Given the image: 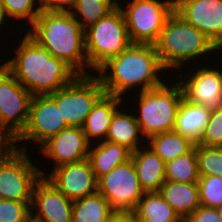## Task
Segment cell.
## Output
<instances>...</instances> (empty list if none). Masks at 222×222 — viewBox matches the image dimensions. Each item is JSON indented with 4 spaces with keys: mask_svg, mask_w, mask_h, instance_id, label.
Segmentation results:
<instances>
[{
    "mask_svg": "<svg viewBox=\"0 0 222 222\" xmlns=\"http://www.w3.org/2000/svg\"><path fill=\"white\" fill-rule=\"evenodd\" d=\"M119 1L132 43L154 44L174 12V0H130L125 9Z\"/></svg>",
    "mask_w": 222,
    "mask_h": 222,
    "instance_id": "8",
    "label": "cell"
},
{
    "mask_svg": "<svg viewBox=\"0 0 222 222\" xmlns=\"http://www.w3.org/2000/svg\"><path fill=\"white\" fill-rule=\"evenodd\" d=\"M104 94L105 90L95 73L78 75L70 84L49 96L61 108L62 117L68 126L82 127L88 114Z\"/></svg>",
    "mask_w": 222,
    "mask_h": 222,
    "instance_id": "9",
    "label": "cell"
},
{
    "mask_svg": "<svg viewBox=\"0 0 222 222\" xmlns=\"http://www.w3.org/2000/svg\"><path fill=\"white\" fill-rule=\"evenodd\" d=\"M116 211L98 191L73 201L72 222H109Z\"/></svg>",
    "mask_w": 222,
    "mask_h": 222,
    "instance_id": "25",
    "label": "cell"
},
{
    "mask_svg": "<svg viewBox=\"0 0 222 222\" xmlns=\"http://www.w3.org/2000/svg\"><path fill=\"white\" fill-rule=\"evenodd\" d=\"M197 145L222 147V108L211 112L209 122Z\"/></svg>",
    "mask_w": 222,
    "mask_h": 222,
    "instance_id": "33",
    "label": "cell"
},
{
    "mask_svg": "<svg viewBox=\"0 0 222 222\" xmlns=\"http://www.w3.org/2000/svg\"><path fill=\"white\" fill-rule=\"evenodd\" d=\"M27 151L11 147L0 159V199L32 202L33 188L42 177V168Z\"/></svg>",
    "mask_w": 222,
    "mask_h": 222,
    "instance_id": "7",
    "label": "cell"
},
{
    "mask_svg": "<svg viewBox=\"0 0 222 222\" xmlns=\"http://www.w3.org/2000/svg\"><path fill=\"white\" fill-rule=\"evenodd\" d=\"M125 107H120L114 113L105 140L125 146L131 152H134L147 145L145 144L147 140H144L134 112L126 113Z\"/></svg>",
    "mask_w": 222,
    "mask_h": 222,
    "instance_id": "20",
    "label": "cell"
},
{
    "mask_svg": "<svg viewBox=\"0 0 222 222\" xmlns=\"http://www.w3.org/2000/svg\"><path fill=\"white\" fill-rule=\"evenodd\" d=\"M122 100L125 101L121 97L105 93L94 105L82 126L90 143L105 140L114 113L125 103Z\"/></svg>",
    "mask_w": 222,
    "mask_h": 222,
    "instance_id": "19",
    "label": "cell"
},
{
    "mask_svg": "<svg viewBox=\"0 0 222 222\" xmlns=\"http://www.w3.org/2000/svg\"><path fill=\"white\" fill-rule=\"evenodd\" d=\"M197 183L200 205L212 208L222 205V176H200Z\"/></svg>",
    "mask_w": 222,
    "mask_h": 222,
    "instance_id": "31",
    "label": "cell"
},
{
    "mask_svg": "<svg viewBox=\"0 0 222 222\" xmlns=\"http://www.w3.org/2000/svg\"><path fill=\"white\" fill-rule=\"evenodd\" d=\"M166 180L195 183L198 182L200 175L198 172V161L195 147L184 155L173 159L165 164Z\"/></svg>",
    "mask_w": 222,
    "mask_h": 222,
    "instance_id": "27",
    "label": "cell"
},
{
    "mask_svg": "<svg viewBox=\"0 0 222 222\" xmlns=\"http://www.w3.org/2000/svg\"><path fill=\"white\" fill-rule=\"evenodd\" d=\"M216 209H217L218 214H219V216H220V218L222 220V205L218 206Z\"/></svg>",
    "mask_w": 222,
    "mask_h": 222,
    "instance_id": "39",
    "label": "cell"
},
{
    "mask_svg": "<svg viewBox=\"0 0 222 222\" xmlns=\"http://www.w3.org/2000/svg\"><path fill=\"white\" fill-rule=\"evenodd\" d=\"M97 191L116 212H132L145 193L130 159L97 180Z\"/></svg>",
    "mask_w": 222,
    "mask_h": 222,
    "instance_id": "12",
    "label": "cell"
},
{
    "mask_svg": "<svg viewBox=\"0 0 222 222\" xmlns=\"http://www.w3.org/2000/svg\"><path fill=\"white\" fill-rule=\"evenodd\" d=\"M109 222H138L132 212H116Z\"/></svg>",
    "mask_w": 222,
    "mask_h": 222,
    "instance_id": "36",
    "label": "cell"
},
{
    "mask_svg": "<svg viewBox=\"0 0 222 222\" xmlns=\"http://www.w3.org/2000/svg\"><path fill=\"white\" fill-rule=\"evenodd\" d=\"M67 127L69 126L62 117L61 108L49 95L32 96L27 126L13 141V147L28 151L24 144V142L28 144V141L40 147ZM18 142H22L23 145L17 146Z\"/></svg>",
    "mask_w": 222,
    "mask_h": 222,
    "instance_id": "11",
    "label": "cell"
},
{
    "mask_svg": "<svg viewBox=\"0 0 222 222\" xmlns=\"http://www.w3.org/2000/svg\"><path fill=\"white\" fill-rule=\"evenodd\" d=\"M31 217V202L0 199V222H24Z\"/></svg>",
    "mask_w": 222,
    "mask_h": 222,
    "instance_id": "32",
    "label": "cell"
},
{
    "mask_svg": "<svg viewBox=\"0 0 222 222\" xmlns=\"http://www.w3.org/2000/svg\"><path fill=\"white\" fill-rule=\"evenodd\" d=\"M131 44L124 14L117 5L106 16L85 29L88 75L96 72L109 59L118 56Z\"/></svg>",
    "mask_w": 222,
    "mask_h": 222,
    "instance_id": "6",
    "label": "cell"
},
{
    "mask_svg": "<svg viewBox=\"0 0 222 222\" xmlns=\"http://www.w3.org/2000/svg\"><path fill=\"white\" fill-rule=\"evenodd\" d=\"M166 71L154 44L132 43L96 72L106 94L123 98L130 90L134 92V88L139 90L135 92H142L161 86L166 80H162L160 73Z\"/></svg>",
    "mask_w": 222,
    "mask_h": 222,
    "instance_id": "1",
    "label": "cell"
},
{
    "mask_svg": "<svg viewBox=\"0 0 222 222\" xmlns=\"http://www.w3.org/2000/svg\"><path fill=\"white\" fill-rule=\"evenodd\" d=\"M200 176H222V147H205L196 144Z\"/></svg>",
    "mask_w": 222,
    "mask_h": 222,
    "instance_id": "30",
    "label": "cell"
},
{
    "mask_svg": "<svg viewBox=\"0 0 222 222\" xmlns=\"http://www.w3.org/2000/svg\"><path fill=\"white\" fill-rule=\"evenodd\" d=\"M118 5V0H77L71 14L86 29L106 16Z\"/></svg>",
    "mask_w": 222,
    "mask_h": 222,
    "instance_id": "28",
    "label": "cell"
},
{
    "mask_svg": "<svg viewBox=\"0 0 222 222\" xmlns=\"http://www.w3.org/2000/svg\"><path fill=\"white\" fill-rule=\"evenodd\" d=\"M147 143L165 163L189 153L195 147V143L175 131L153 135Z\"/></svg>",
    "mask_w": 222,
    "mask_h": 222,
    "instance_id": "26",
    "label": "cell"
},
{
    "mask_svg": "<svg viewBox=\"0 0 222 222\" xmlns=\"http://www.w3.org/2000/svg\"><path fill=\"white\" fill-rule=\"evenodd\" d=\"M210 115L211 111L201 105L191 103L183 97L178 107L173 131L198 144Z\"/></svg>",
    "mask_w": 222,
    "mask_h": 222,
    "instance_id": "21",
    "label": "cell"
},
{
    "mask_svg": "<svg viewBox=\"0 0 222 222\" xmlns=\"http://www.w3.org/2000/svg\"><path fill=\"white\" fill-rule=\"evenodd\" d=\"M13 141L9 135H0V159L13 146Z\"/></svg>",
    "mask_w": 222,
    "mask_h": 222,
    "instance_id": "37",
    "label": "cell"
},
{
    "mask_svg": "<svg viewBox=\"0 0 222 222\" xmlns=\"http://www.w3.org/2000/svg\"><path fill=\"white\" fill-rule=\"evenodd\" d=\"M90 144L82 127L69 126L44 142L39 154L43 153L48 161L54 162L53 169L88 159Z\"/></svg>",
    "mask_w": 222,
    "mask_h": 222,
    "instance_id": "16",
    "label": "cell"
},
{
    "mask_svg": "<svg viewBox=\"0 0 222 222\" xmlns=\"http://www.w3.org/2000/svg\"><path fill=\"white\" fill-rule=\"evenodd\" d=\"M154 47L168 73L173 69L182 72L186 63L191 64L189 61L220 51L210 38L175 11L167 19Z\"/></svg>",
    "mask_w": 222,
    "mask_h": 222,
    "instance_id": "4",
    "label": "cell"
},
{
    "mask_svg": "<svg viewBox=\"0 0 222 222\" xmlns=\"http://www.w3.org/2000/svg\"><path fill=\"white\" fill-rule=\"evenodd\" d=\"M131 151L120 144L102 140L90 144L88 160L96 179L131 159Z\"/></svg>",
    "mask_w": 222,
    "mask_h": 222,
    "instance_id": "23",
    "label": "cell"
},
{
    "mask_svg": "<svg viewBox=\"0 0 222 222\" xmlns=\"http://www.w3.org/2000/svg\"><path fill=\"white\" fill-rule=\"evenodd\" d=\"M76 3L77 0H43L41 4L42 9L48 12L71 13Z\"/></svg>",
    "mask_w": 222,
    "mask_h": 222,
    "instance_id": "35",
    "label": "cell"
},
{
    "mask_svg": "<svg viewBox=\"0 0 222 222\" xmlns=\"http://www.w3.org/2000/svg\"><path fill=\"white\" fill-rule=\"evenodd\" d=\"M72 212L73 201L42 176L33 188L31 216L38 222H72Z\"/></svg>",
    "mask_w": 222,
    "mask_h": 222,
    "instance_id": "17",
    "label": "cell"
},
{
    "mask_svg": "<svg viewBox=\"0 0 222 222\" xmlns=\"http://www.w3.org/2000/svg\"><path fill=\"white\" fill-rule=\"evenodd\" d=\"M174 11L222 48V0H174Z\"/></svg>",
    "mask_w": 222,
    "mask_h": 222,
    "instance_id": "14",
    "label": "cell"
},
{
    "mask_svg": "<svg viewBox=\"0 0 222 222\" xmlns=\"http://www.w3.org/2000/svg\"><path fill=\"white\" fill-rule=\"evenodd\" d=\"M24 222H38V221L34 217L31 216Z\"/></svg>",
    "mask_w": 222,
    "mask_h": 222,
    "instance_id": "40",
    "label": "cell"
},
{
    "mask_svg": "<svg viewBox=\"0 0 222 222\" xmlns=\"http://www.w3.org/2000/svg\"><path fill=\"white\" fill-rule=\"evenodd\" d=\"M8 20L4 8L2 7L0 3V30L2 31L3 26L6 24V21ZM3 25V26H2ZM2 27V28H1Z\"/></svg>",
    "mask_w": 222,
    "mask_h": 222,
    "instance_id": "38",
    "label": "cell"
},
{
    "mask_svg": "<svg viewBox=\"0 0 222 222\" xmlns=\"http://www.w3.org/2000/svg\"><path fill=\"white\" fill-rule=\"evenodd\" d=\"M26 33L78 75H88L85 29L71 13L42 9Z\"/></svg>",
    "mask_w": 222,
    "mask_h": 222,
    "instance_id": "3",
    "label": "cell"
},
{
    "mask_svg": "<svg viewBox=\"0 0 222 222\" xmlns=\"http://www.w3.org/2000/svg\"><path fill=\"white\" fill-rule=\"evenodd\" d=\"M159 193L184 221L199 206L198 183H184L166 180Z\"/></svg>",
    "mask_w": 222,
    "mask_h": 222,
    "instance_id": "22",
    "label": "cell"
},
{
    "mask_svg": "<svg viewBox=\"0 0 222 222\" xmlns=\"http://www.w3.org/2000/svg\"><path fill=\"white\" fill-rule=\"evenodd\" d=\"M0 135H8V134L0 127Z\"/></svg>",
    "mask_w": 222,
    "mask_h": 222,
    "instance_id": "41",
    "label": "cell"
},
{
    "mask_svg": "<svg viewBox=\"0 0 222 222\" xmlns=\"http://www.w3.org/2000/svg\"><path fill=\"white\" fill-rule=\"evenodd\" d=\"M183 222H222L216 208L200 205Z\"/></svg>",
    "mask_w": 222,
    "mask_h": 222,
    "instance_id": "34",
    "label": "cell"
},
{
    "mask_svg": "<svg viewBox=\"0 0 222 222\" xmlns=\"http://www.w3.org/2000/svg\"><path fill=\"white\" fill-rule=\"evenodd\" d=\"M191 71L188 69L187 73L182 76L179 73L180 85L183 91V97L191 103L201 105L209 111H215L222 108V70L208 67L209 64L201 66ZM191 71V72H190ZM185 75H187L185 77ZM191 75V76H190ZM188 78V79H187ZM184 81V82H183Z\"/></svg>",
    "mask_w": 222,
    "mask_h": 222,
    "instance_id": "13",
    "label": "cell"
},
{
    "mask_svg": "<svg viewBox=\"0 0 222 222\" xmlns=\"http://www.w3.org/2000/svg\"><path fill=\"white\" fill-rule=\"evenodd\" d=\"M31 99V93L1 64L0 127L13 140H15L27 126Z\"/></svg>",
    "mask_w": 222,
    "mask_h": 222,
    "instance_id": "10",
    "label": "cell"
},
{
    "mask_svg": "<svg viewBox=\"0 0 222 222\" xmlns=\"http://www.w3.org/2000/svg\"><path fill=\"white\" fill-rule=\"evenodd\" d=\"M7 18L16 21H27L30 26L42 11L41 0H0ZM38 3V4H37ZM22 20V21H21Z\"/></svg>",
    "mask_w": 222,
    "mask_h": 222,
    "instance_id": "29",
    "label": "cell"
},
{
    "mask_svg": "<svg viewBox=\"0 0 222 222\" xmlns=\"http://www.w3.org/2000/svg\"><path fill=\"white\" fill-rule=\"evenodd\" d=\"M41 176L72 201L97 192V179L88 159L55 167Z\"/></svg>",
    "mask_w": 222,
    "mask_h": 222,
    "instance_id": "15",
    "label": "cell"
},
{
    "mask_svg": "<svg viewBox=\"0 0 222 222\" xmlns=\"http://www.w3.org/2000/svg\"><path fill=\"white\" fill-rule=\"evenodd\" d=\"M144 192H159L166 181L165 162L147 145L131 153Z\"/></svg>",
    "mask_w": 222,
    "mask_h": 222,
    "instance_id": "18",
    "label": "cell"
},
{
    "mask_svg": "<svg viewBox=\"0 0 222 222\" xmlns=\"http://www.w3.org/2000/svg\"><path fill=\"white\" fill-rule=\"evenodd\" d=\"M132 213L138 222H183L159 192H145Z\"/></svg>",
    "mask_w": 222,
    "mask_h": 222,
    "instance_id": "24",
    "label": "cell"
},
{
    "mask_svg": "<svg viewBox=\"0 0 222 222\" xmlns=\"http://www.w3.org/2000/svg\"><path fill=\"white\" fill-rule=\"evenodd\" d=\"M167 82L136 93L138 105L134 108L139 112L134 114L145 140L159 133L173 131L183 91L179 81L172 84Z\"/></svg>",
    "mask_w": 222,
    "mask_h": 222,
    "instance_id": "5",
    "label": "cell"
},
{
    "mask_svg": "<svg viewBox=\"0 0 222 222\" xmlns=\"http://www.w3.org/2000/svg\"><path fill=\"white\" fill-rule=\"evenodd\" d=\"M22 37L14 57L2 64L32 96L53 94L78 76L27 33Z\"/></svg>",
    "mask_w": 222,
    "mask_h": 222,
    "instance_id": "2",
    "label": "cell"
}]
</instances>
